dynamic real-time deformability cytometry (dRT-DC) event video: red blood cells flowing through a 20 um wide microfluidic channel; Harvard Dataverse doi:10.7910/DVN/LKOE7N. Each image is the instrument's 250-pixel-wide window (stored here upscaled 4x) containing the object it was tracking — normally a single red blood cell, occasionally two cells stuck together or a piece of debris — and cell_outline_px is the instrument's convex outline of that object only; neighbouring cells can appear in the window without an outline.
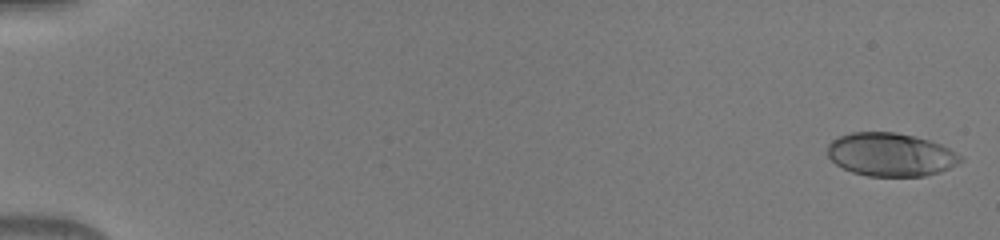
{"species": "human", "species_latin": "Homo sapiens", "temperature_condition": "warm", "stored_images_in_passage": 50, "camera_frame_rate_fps": 3000, "um_per_image_px": 0.085, "donor": {"sex": "male"}, "frame": {"image": 1, "passage_image": 1, "time_ms": 0.0, "image_size_px": [1000, 240], "cell_outline_px": [[964, 160], [940, 172], [924, 176], [868, 176], [852, 172], [836, 164], [828, 156], [828, 144], [832, 140], [840, 136], [852, 132], [896, 132], [928, 140], [940, 144], [964, 156]], "centroid_in_image_um": [75.71, 13.14], "position_along_channel_um": 9.3, "area_um2": 33.47}}
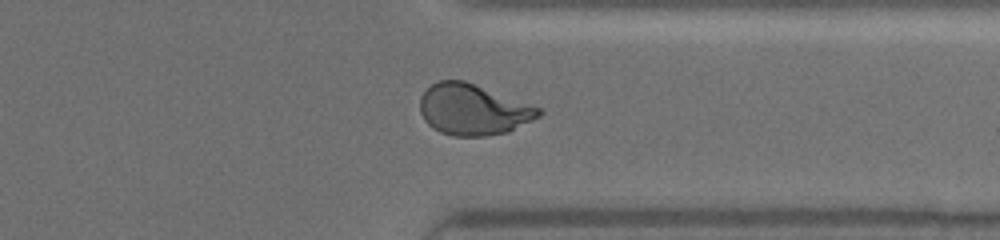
{"frame": {"image": 2, "passage_image": 40, "time_ms": 13.0, "image_size_px": [1000, 240], "cell_outline_px": [[544, 112], [540, 116], [508, 132], [484, 136], [452, 136], [440, 132], [432, 128], [424, 120], [420, 112], [420, 96], [432, 84], [440, 80], [464, 80], [540, 108]], "centroid_in_image_um": [40.19, 9.33], "position_along_channel_um": 371.2, "area_um2": 35.08}}
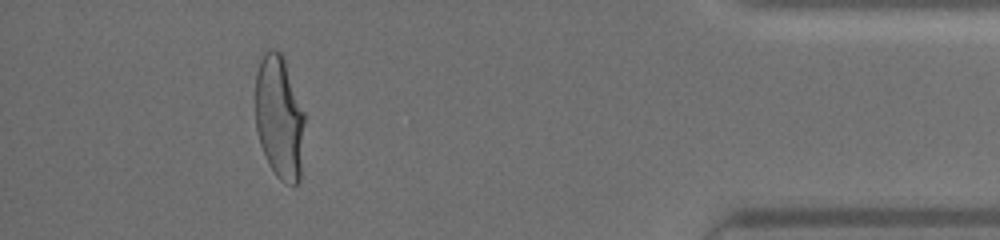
{"frame": {"image": 3, "passage_image": 46, "time_ms": 15.0, "image_size_px": [1000, 240], "cell_outline_px": [[304, 120], [300, 180], [296, 184], [292, 184], [280, 180], [276, 176], [268, 164], [260, 144], [256, 128], [256, 72], [260, 60], [264, 52], [268, 48], [276, 48], [284, 56], [304, 112]], "centroid_in_image_um": [23.73, 9.94], "position_along_channel_um": 411.5, "area_um2": 35.6}}